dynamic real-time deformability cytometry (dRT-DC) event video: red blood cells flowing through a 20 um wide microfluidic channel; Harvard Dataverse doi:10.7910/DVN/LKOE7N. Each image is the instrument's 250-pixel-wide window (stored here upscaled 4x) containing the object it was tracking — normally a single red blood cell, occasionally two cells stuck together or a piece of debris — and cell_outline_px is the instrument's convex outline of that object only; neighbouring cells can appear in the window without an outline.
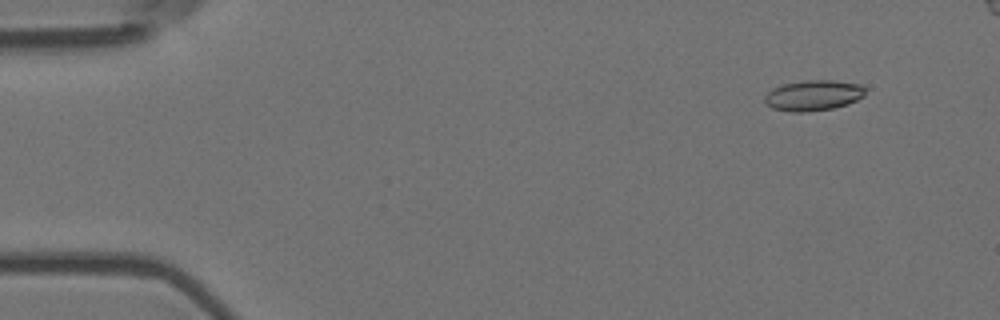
{"species": "Egyptian fruit bat (a non-hibernating species)", "species_latin": "Rousettus aegyptiacus", "temperature_condition": "room temperature", "stored_images_in_passage": 6, "camera_frame_rate_fps": 3000, "um_per_image_px": 0.085, "animal": {"sex": "female"}, "frame": {"image": 1, "passage_image": 2, "time_ms": 0.333, "image_size_px": [1000, 320], "cell_outline_px": [[864, 96], [848, 104], [832, 108], [804, 112], [792, 112], [772, 108], [764, 100], [764, 96], [772, 88], [784, 84], [804, 80], [832, 80], [860, 84], [864, 88]], "centroid_in_image_um": [69.12, 8.1], "position_along_channel_um": 15.9, "area_um2": 17.8}}
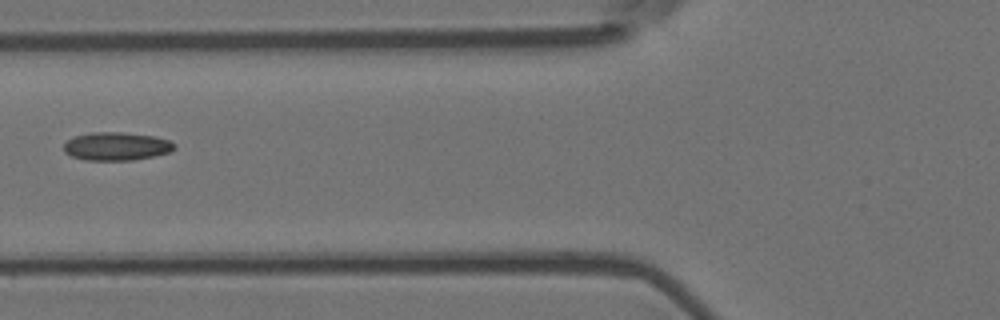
{"frame": {"image": 2, "passage_image": 6, "time_ms": 1.667, "image_size_px": [1000, 320], "cell_outline_px": [[176, 148], [168, 152], [152, 156], [132, 160], [84, 160], [72, 156], [64, 152], [64, 144], [72, 136], [92, 132], [124, 132], [156, 136], [168, 140], [176, 144]], "centroid_in_image_um": [9.88, 12.42], "position_along_channel_um": 115.9, "area_um2": 18.26}}